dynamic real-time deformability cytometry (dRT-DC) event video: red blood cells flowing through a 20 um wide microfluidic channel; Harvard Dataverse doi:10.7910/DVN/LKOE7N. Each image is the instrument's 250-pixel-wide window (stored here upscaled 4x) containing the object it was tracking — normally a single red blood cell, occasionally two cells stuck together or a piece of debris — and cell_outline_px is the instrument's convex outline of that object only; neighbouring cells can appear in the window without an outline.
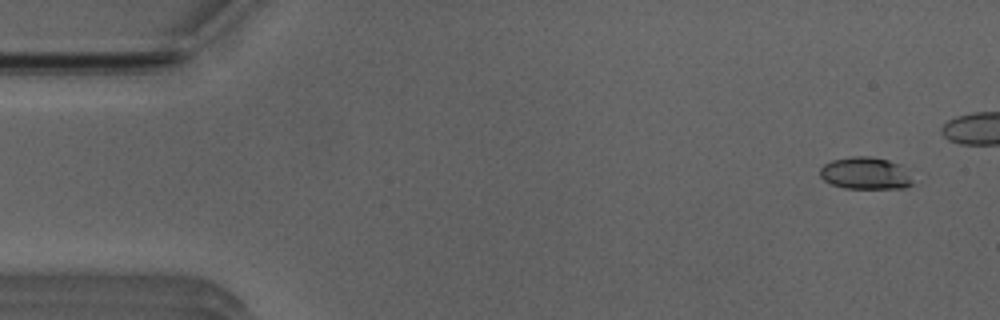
{"species": "Egyptian fruit bat (a non-hibernating species)", "species_latin": "Rousettus aegyptiacus", "temperature_condition": "room temperature", "stored_images_in_passage": 9, "camera_frame_rate_fps": 3000, "um_per_image_px": 0.085, "animal": {"sex": "male"}, "frame": {"image": 1, "passage_image": 3, "time_ms": 0.667, "image_size_px": [1000, 320], "cell_outline_px": [[912, 184], [904, 188], [844, 188], [832, 184], [824, 180], [820, 176], [820, 168], [824, 164], [832, 160], [852, 156], [872, 156], [888, 160], [900, 164], [912, 180]], "centroid_in_image_um": [73.53, 14.72], "position_along_channel_um": 11.5, "area_um2": 17.28}}